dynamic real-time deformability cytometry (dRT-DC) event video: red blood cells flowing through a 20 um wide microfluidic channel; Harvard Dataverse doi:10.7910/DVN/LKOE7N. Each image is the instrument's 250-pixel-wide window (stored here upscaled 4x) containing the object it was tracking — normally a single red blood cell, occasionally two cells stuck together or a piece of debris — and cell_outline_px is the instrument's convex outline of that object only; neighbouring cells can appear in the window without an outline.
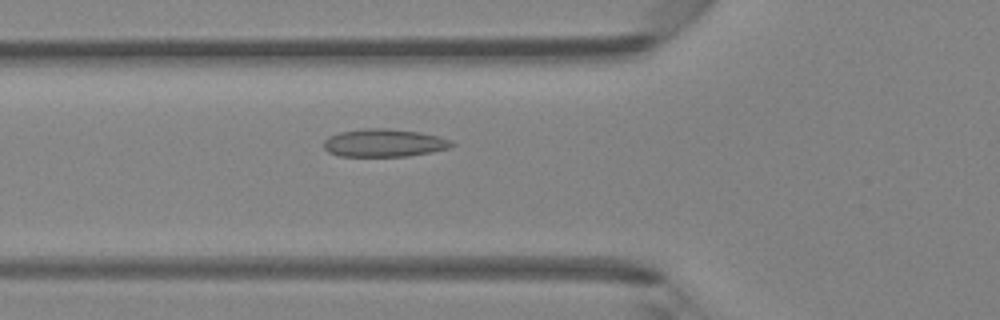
{"species": "Egyptian fruit bat (a non-hibernating species)", "species_latin": "Rousettus aegyptiacus", "temperature_condition": "room temperature", "stored_images_in_passage": 38, "camera_frame_rate_fps": 3000, "um_per_image_px": 0.085, "animal": {"sex": "female"}, "frame": {"image": 1, "passage_image": 8, "time_ms": 2.333, "image_size_px": [1000, 320], "cell_outline_px": [[456, 144], [448, 148], [432, 152], [408, 156], [340, 156], [328, 152], [324, 148], [324, 140], [328, 136], [340, 132], [364, 128], [384, 128], [420, 132], [440, 136], [452, 140]], "centroid_in_image_um": [32.67, 12.14], "position_along_channel_um": 93.1, "area_um2": 20.92}}
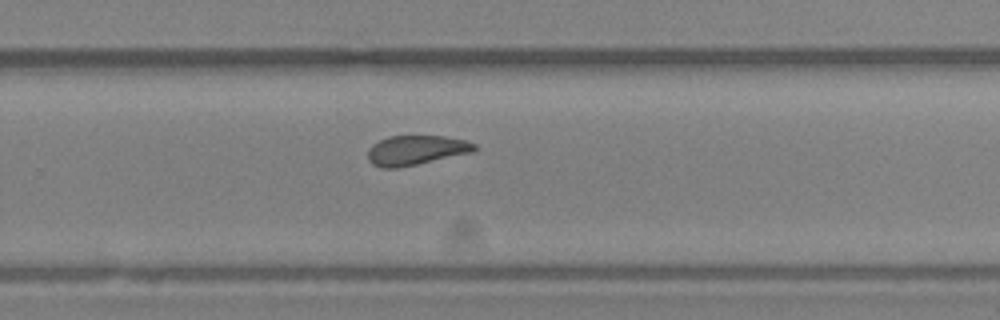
{"frame": {"image": 2, "passage_image": 22, "time_ms": 7.0, "image_size_px": [1000, 320], "cell_outline_px": [[476, 148], [472, 152], [416, 164], [396, 168], [380, 168], [372, 164], [368, 160], [368, 148], [372, 144], [388, 136], [444, 136], [464, 140], [476, 144]], "centroid_in_image_um": [35.31, 12.76], "position_along_channel_um": 294.5, "area_um2": 18.26}}
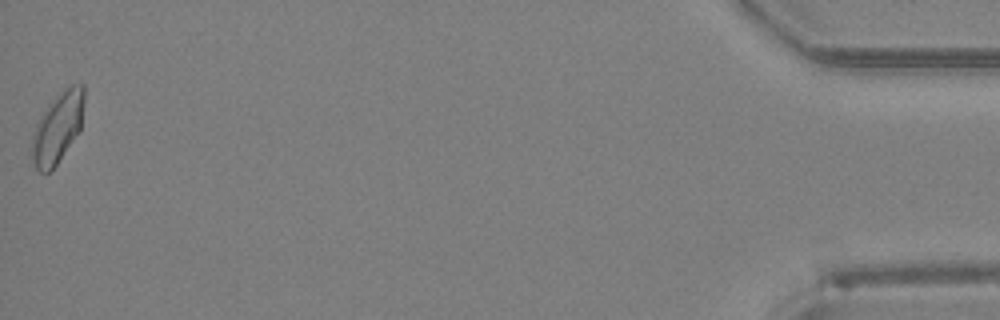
{"frame": {"image": 3, "passage_image": 38, "time_ms": 12.333, "image_size_px": [1000, 320], "cell_outline_px": [[84, 100], [80, 132], [56, 164], [48, 172], [40, 172], [36, 168], [32, 160], [32, 136], [36, 124], [48, 104], [64, 88], [72, 84], [84, 84]], "centroid_in_image_um": [4.91, 10.83], "position_along_channel_um": 430.3, "area_um2": 21.33}, "authors_computed_cell_mechanics": {"area_um2": 19.2763, "velocity_mm_per_s": 4.3357, "shape_relaxation_time_tau1_ms": null, "shape_relaxation_time_tau2_ms": 1.9236, "deformation_change_tau1": null, "deformation_change_tau2": 0.0673}}